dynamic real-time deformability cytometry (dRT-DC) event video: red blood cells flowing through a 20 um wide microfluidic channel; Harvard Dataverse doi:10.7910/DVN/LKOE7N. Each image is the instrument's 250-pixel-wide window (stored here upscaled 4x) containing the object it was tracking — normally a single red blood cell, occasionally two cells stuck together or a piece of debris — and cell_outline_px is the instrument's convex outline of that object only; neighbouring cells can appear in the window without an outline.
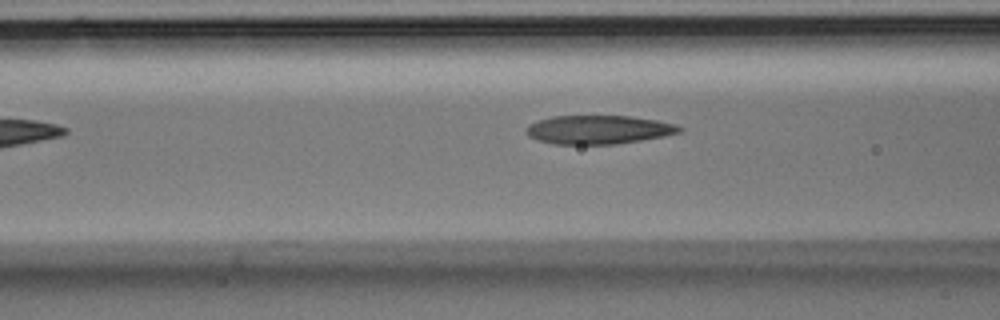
{"species": "Egyptian fruit bat (a non-hibernating species)", "species_latin": "Rousettus aegyptiacus", "temperature_condition": "room temperature", "stored_images_in_passage": 7, "camera_frame_rate_fps": 3000, "um_per_image_px": 0.085, "animal": {"sex": "male"}, "frame": {"image": 1, "passage_image": 5, "time_ms": 1.333, "image_size_px": [1000, 320], "cell_outline_px": [[684, 128], [680, 132], [664, 136], [616, 144], [556, 144], [540, 140], [528, 136], [524, 132], [524, 128], [528, 124], [536, 120], [552, 116], [632, 116], [656, 120], [676, 124]], "centroid_in_image_um": [50.84, 11.01], "position_along_channel_um": 115.8, "area_um2": 25.72}}
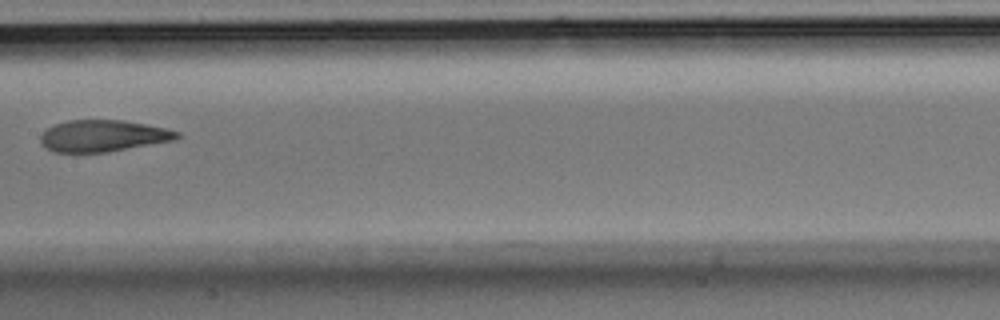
{"frame": {"image": 2, "passage_image": 7, "time_ms": 2.0, "image_size_px": [1000, 320], "cell_outline_px": [[180, 136], [176, 140], [104, 152], [52, 152], [40, 144], [40, 136], [48, 128], [56, 124], [68, 120], [124, 120], [164, 128], [180, 132]], "centroid_in_image_um": [8.74, 11.55], "position_along_channel_um": 198.7, "area_um2": 24.97}}